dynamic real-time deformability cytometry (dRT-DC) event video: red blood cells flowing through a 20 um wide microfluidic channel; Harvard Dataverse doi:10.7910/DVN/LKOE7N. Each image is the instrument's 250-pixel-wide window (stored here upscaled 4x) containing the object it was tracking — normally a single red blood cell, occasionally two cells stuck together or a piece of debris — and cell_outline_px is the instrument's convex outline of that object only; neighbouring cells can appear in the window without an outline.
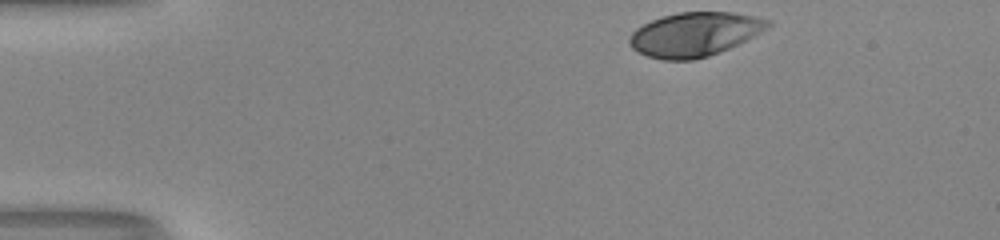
{"species": "human", "species_latin": "Homo sapiens", "temperature_condition": "room temperature", "stored_images_in_passage": 36, "camera_frame_rate_fps": 3000, "um_per_image_px": 0.085, "donor": {"sex": "male"}, "frame": {"image": 1, "passage_image": 1, "time_ms": 0.0, "image_size_px": [1000, 240], "cell_outline_px": [[772, 24], [768, 28], [720, 52], [708, 56], [692, 60], [660, 60], [648, 56], [632, 48], [628, 44], [628, 40], [632, 32], [636, 28], [652, 20], [676, 12], [732, 12], [772, 20]], "centroid_in_image_um": [59.02, 2.91], "position_along_channel_um": 26.0, "area_um2": 35.32}}
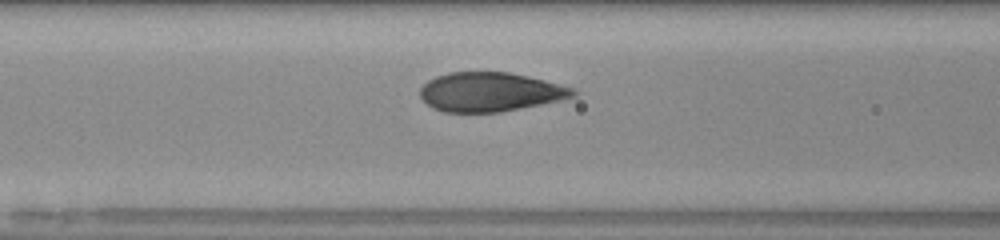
{"frame": {"image": 2, "passage_image": 15, "time_ms": 4.667, "image_size_px": [1000, 240], "cell_outline_px": [[580, 92], [576, 96], [560, 100], [500, 112], [444, 112], [432, 108], [420, 96], [420, 88], [428, 80], [436, 76], [448, 72], [508, 72], [528, 76], [576, 88]], "centroid_in_image_um": [41.68, 7.81], "position_along_channel_um": 124.9, "area_um2": 34.97}}
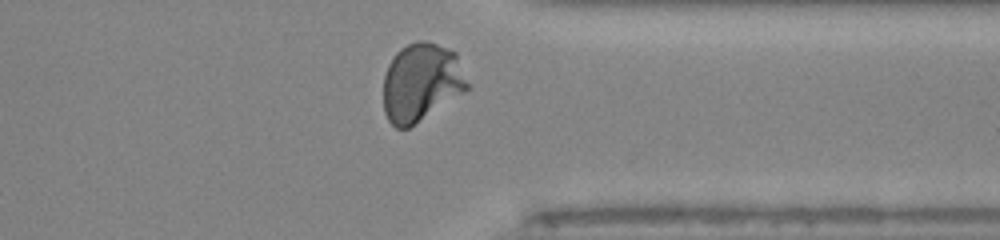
{"frame": {"image": 3, "passage_image": 34, "time_ms": 11.0, "image_size_px": [1000, 240], "cell_outline_px": [[472, 84], [464, 92], [408, 128], [396, 128], [388, 120], [384, 112], [384, 76], [388, 64], [392, 56], [400, 48], [408, 44], [420, 40], [428, 40], [448, 48], [456, 52]], "centroid_in_image_um": [35.84, 6.96], "position_along_channel_um": 375.6, "area_um2": 38.73}, "authors_computed_cell_mechanics": {"area_um2": 36.3851, "velocity_mm_per_s": 4.006, "shape_relaxation_time_tau1_ms": 4.6991, "shape_relaxation_time_tau2_ms": null, "deformation_change_tau1": 0.2257, "deformation_change_tau2": null}}